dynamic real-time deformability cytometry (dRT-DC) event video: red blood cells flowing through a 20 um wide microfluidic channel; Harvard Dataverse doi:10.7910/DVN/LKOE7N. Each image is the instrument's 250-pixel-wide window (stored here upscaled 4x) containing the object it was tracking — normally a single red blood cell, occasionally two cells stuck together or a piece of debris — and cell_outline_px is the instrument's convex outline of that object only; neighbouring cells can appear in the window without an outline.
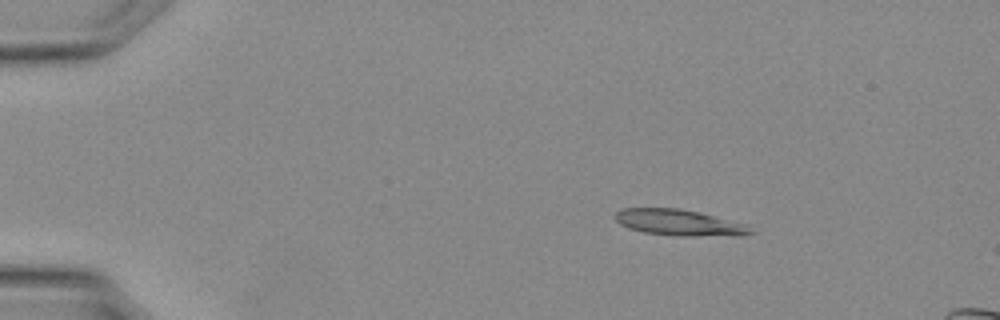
{"species": "Egyptian fruit bat (a non-hibernating species)", "species_latin": "Rousettus aegyptiacus", "temperature_condition": "warm", "stored_images_in_passage": 35, "camera_frame_rate_fps": 3000, "um_per_image_px": 0.085, "animal": {"sex": "female"}, "frame": {"image": 1, "passage_image": 5, "time_ms": 1.333, "image_size_px": [1000, 320], "cell_outline_px": [[756, 232], [740, 236], [676, 236], [644, 232], [628, 228], [620, 224], [616, 220], [616, 212], [624, 208], [680, 208], [700, 212], [748, 224]], "centroid_in_image_um": [57.82, 18.93], "position_along_channel_um": 27.2, "area_um2": 20.92}}
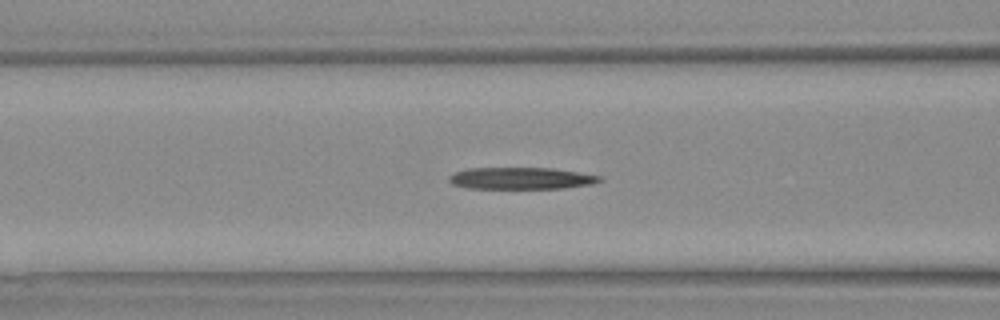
{"frame": {"image": 2, "passage_image": 14, "time_ms": 4.333, "image_size_px": [1000, 320], "cell_outline_px": [[604, 180], [592, 184], [564, 188], [468, 188], [452, 184], [448, 180], [448, 176], [456, 172], [468, 168], [552, 168], [600, 176]], "centroid_in_image_um": [44.28, 15.15], "position_along_channel_um": 122.3, "area_um2": 19.02}}
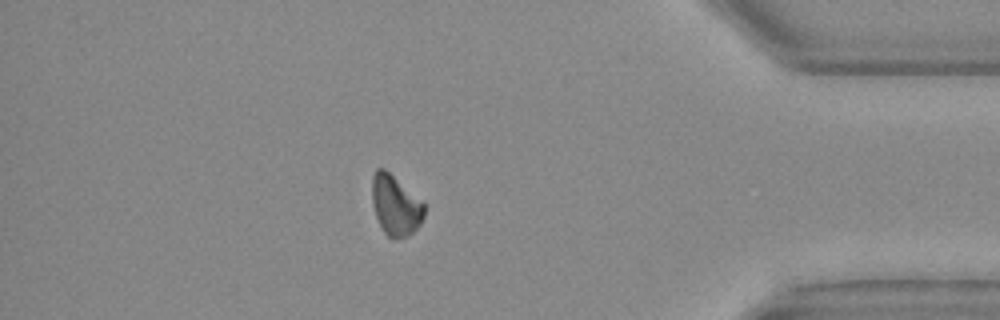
{"frame": {"image": 3, "passage_image": 30, "time_ms": 9.667, "image_size_px": [1000, 320], "cell_outline_px": [[424, 216], [420, 224], [412, 232], [404, 236], [388, 236], [384, 232], [376, 216], [372, 204], [372, 176], [376, 168], [384, 168], [424, 204]], "centroid_in_image_um": [33.58, 17.42], "position_along_channel_um": 401.6, "area_um2": 17.69}}